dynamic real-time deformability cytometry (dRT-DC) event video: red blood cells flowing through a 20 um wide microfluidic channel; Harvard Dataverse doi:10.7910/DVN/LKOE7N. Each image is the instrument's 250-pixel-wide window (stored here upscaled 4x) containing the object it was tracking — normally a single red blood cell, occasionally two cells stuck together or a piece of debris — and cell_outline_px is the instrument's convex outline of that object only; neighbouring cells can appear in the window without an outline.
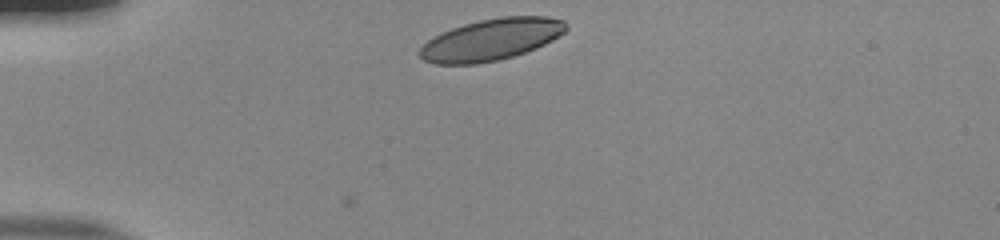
{"species": "human", "species_latin": "Homo sapiens", "temperature_condition": "room temperature", "stored_images_in_passage": 32, "camera_frame_rate_fps": 3000, "um_per_image_px": 0.085, "donor": {"sex": "male"}, "frame": {"image": 1, "passage_image": 1, "time_ms": 0.0, "image_size_px": [1000, 240], "cell_outline_px": [[568, 28], [564, 32], [552, 40], [536, 48], [500, 60], [476, 64], [436, 64], [424, 60], [420, 56], [420, 48], [432, 36], [440, 32], [464, 24], [480, 20], [500, 16], [548, 16], [564, 20]], "centroid_in_image_um": [41.75, 3.36], "position_along_channel_um": 43.2, "area_um2": 35.49}}
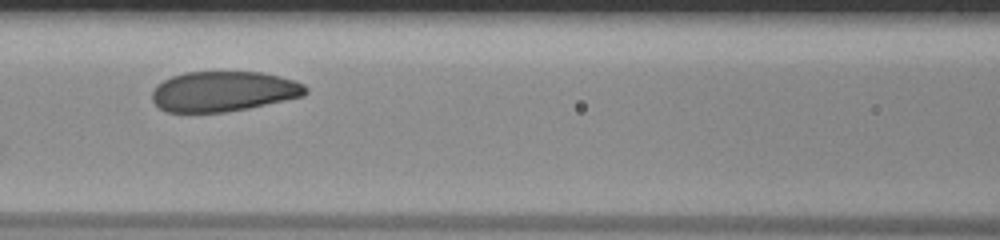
{"frame": {"image": 2, "passage_image": 12, "time_ms": 3.667, "image_size_px": [1000, 240], "cell_outline_px": [[308, 92], [304, 96], [248, 108], [224, 112], [168, 112], [160, 108], [152, 100], [152, 92], [156, 84], [172, 76], [184, 72], [260, 72], [280, 76], [296, 80], [304, 84], [308, 88]], "centroid_in_image_um": [19.01, 7.76], "position_along_channel_um": 147.6, "area_um2": 36.07}}
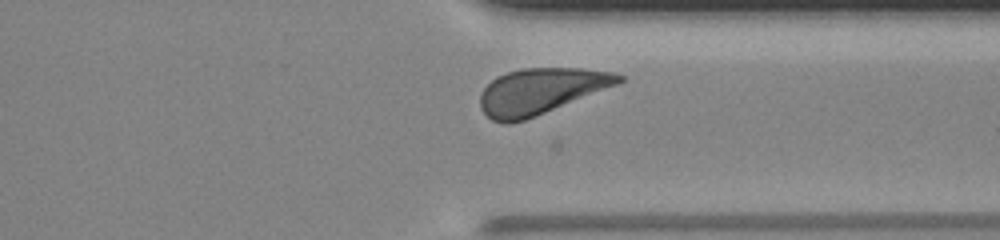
{"frame": {"image": 3, "passage_image": 29, "time_ms": 9.333, "image_size_px": [1000, 240], "cell_outline_px": [[624, 80], [616, 84], [536, 116], [524, 120], [508, 124], [504, 124], [492, 120], [480, 108], [480, 92], [496, 76], [508, 72], [524, 68], [584, 68], [616, 72], [624, 76]], "centroid_in_image_um": [45.93, 7.74], "position_along_channel_um": 365.5, "area_um2": 36.76}, "authors_computed_cell_mechanics": {"area_um2": 37.0498, "velocity_mm_per_s": 3.8388, "shape_relaxation_time_tau1_ms": 2.445, "shape_relaxation_time_tau2_ms": 3.122, "deformation_change_tau1": 0.1165, "deformation_change_tau2": 0.0982}}